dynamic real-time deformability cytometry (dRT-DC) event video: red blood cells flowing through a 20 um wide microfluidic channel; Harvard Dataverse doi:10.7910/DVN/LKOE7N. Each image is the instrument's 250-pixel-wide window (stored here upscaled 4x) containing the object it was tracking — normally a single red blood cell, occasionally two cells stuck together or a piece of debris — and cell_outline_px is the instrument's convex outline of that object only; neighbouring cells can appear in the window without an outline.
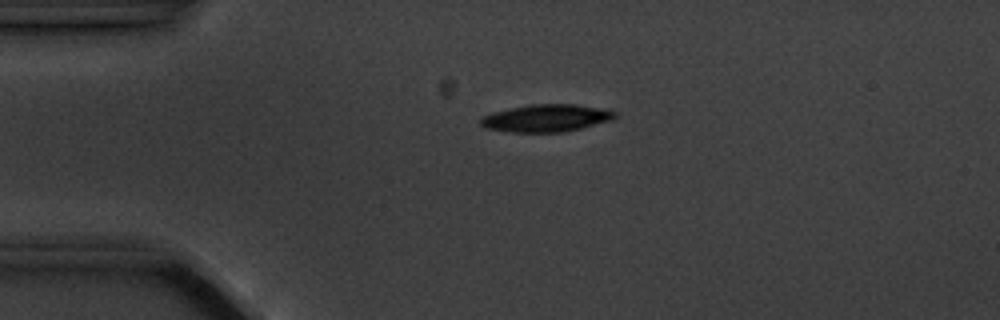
{"species": "common noctule bat (a hibernating species)", "species_latin": "Nyctalus noctula", "temperature_condition": "cold", "stored_images_in_passage": 5, "camera_frame_rate_fps": 3000, "um_per_image_px": 0.085, "animal": {"sex": "male", "body_mass_g": 20.1, "forearm_length_mm": 53.5}, "frame": {"image": 1, "passage_image": 3, "time_ms": 3.0, "image_size_px": [1000, 320], "cell_outline_px": [[616, 116], [612, 120], [580, 128], [560, 132], [512, 132], [484, 128], [480, 124], [480, 120], [484, 116], [492, 112], [532, 104], [576, 104], [608, 108], [616, 112]], "centroid_in_image_um": [46.47, 10.03], "position_along_channel_um": 38.5, "area_um2": 21.44}}